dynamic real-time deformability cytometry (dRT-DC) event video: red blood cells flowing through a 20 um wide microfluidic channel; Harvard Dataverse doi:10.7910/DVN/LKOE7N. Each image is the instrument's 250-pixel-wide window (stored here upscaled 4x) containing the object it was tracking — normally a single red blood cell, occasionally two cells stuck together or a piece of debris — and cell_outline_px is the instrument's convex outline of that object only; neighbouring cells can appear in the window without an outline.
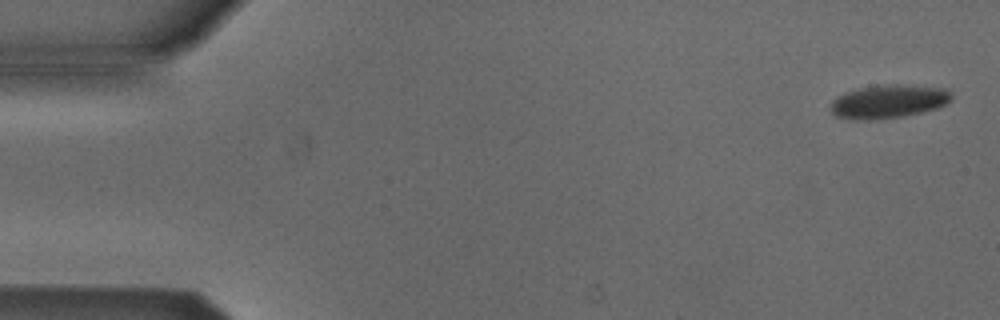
{"species": "Egyptian fruit bat (a non-hibernating species)", "species_latin": "Rousettus aegyptiacus", "temperature_condition": "cold", "stored_images_in_passage": 6, "camera_frame_rate_fps": 3000, "um_per_image_px": 0.085, "animal": {"sex": "male"}, "frame": {"image": 1, "passage_image": 1, "time_ms": 0.0, "image_size_px": [1000, 320], "cell_outline_px": [[952, 100], [936, 108], [920, 112], [900, 116], [836, 116], [832, 112], [832, 100], [836, 96], [844, 92], [860, 88], [892, 84], [896, 84], [944, 88], [952, 96]], "centroid_in_image_um": [75.58, 8.55], "position_along_channel_um": 9.4, "area_um2": 22.02}}
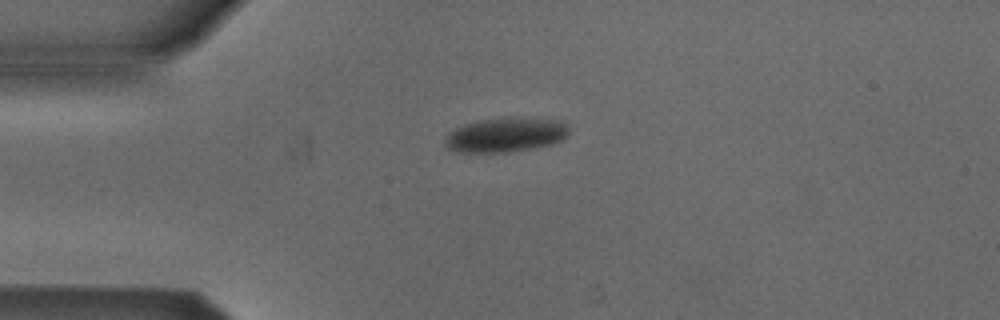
{"frame": {"image": 2, "passage_image": 4, "time_ms": 1.0, "image_size_px": [1000, 320], "cell_outline_px": [[568, 132], [560, 140], [548, 144], [508, 152], [460, 152], [448, 148], [444, 144], [444, 136], [448, 132], [456, 128], [480, 120], [504, 116], [512, 116], [560, 120], [568, 124]], "centroid_in_image_um": [42.94, 11.43], "position_along_channel_um": 42.1, "area_um2": 24.85}}